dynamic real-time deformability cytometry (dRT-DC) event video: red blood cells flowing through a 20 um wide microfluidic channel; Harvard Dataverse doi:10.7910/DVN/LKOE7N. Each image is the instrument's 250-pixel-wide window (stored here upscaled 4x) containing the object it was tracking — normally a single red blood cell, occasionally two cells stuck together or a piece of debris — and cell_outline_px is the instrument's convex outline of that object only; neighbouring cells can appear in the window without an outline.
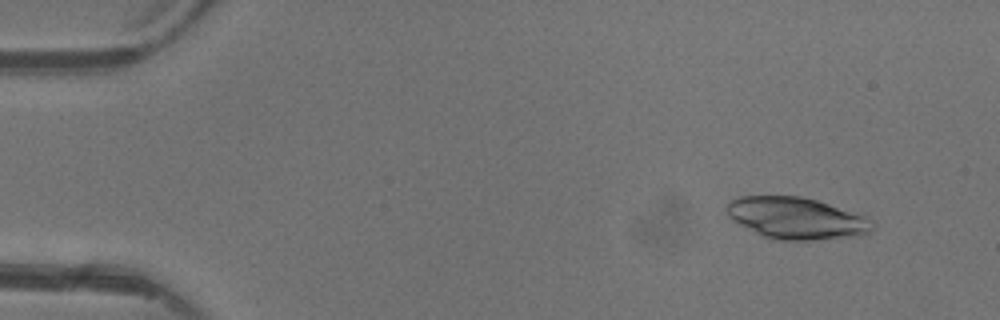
{"species": "common noctule bat (a hibernating species)", "species_latin": "Nyctalus noctula", "temperature_condition": "warm", "stored_images_in_passage": 6, "camera_frame_rate_fps": 3000, "um_per_image_px": 0.085, "animal": {"sex": "female"}, "frame": {"image": 1, "passage_image": 2, "time_ms": 1.0, "image_size_px": [1000, 320], "cell_outline_px": [[876, 224], [864, 236], [812, 240], [772, 240], [732, 220], [728, 216], [724, 208], [728, 200], [736, 196], [800, 196], [816, 200], [864, 216]], "centroid_in_image_um": [67.65, 18.55], "position_along_channel_um": 17.4, "area_um2": 35.55}}